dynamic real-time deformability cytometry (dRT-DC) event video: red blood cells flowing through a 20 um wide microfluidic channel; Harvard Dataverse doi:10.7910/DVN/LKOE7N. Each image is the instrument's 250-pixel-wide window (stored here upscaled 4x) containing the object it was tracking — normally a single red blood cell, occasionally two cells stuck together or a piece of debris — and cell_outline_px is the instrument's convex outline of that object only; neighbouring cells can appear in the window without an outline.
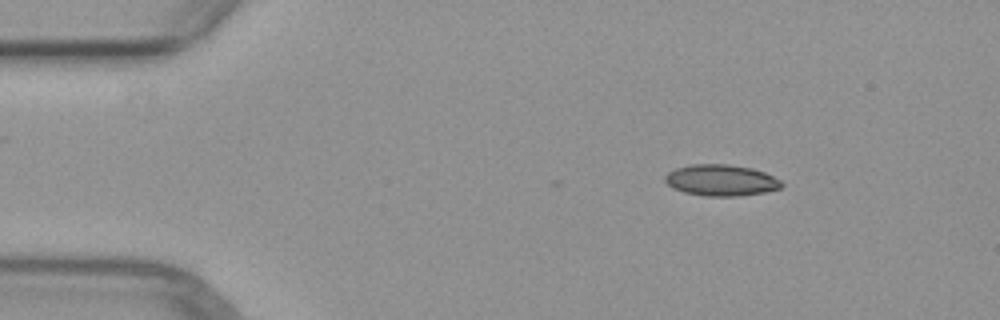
{"species": "common noctule bat (a hibernating species)", "species_latin": "Nyctalus noctula", "temperature_condition": "warm", "stored_images_in_passage": 3, "camera_frame_rate_fps": 3000, "um_per_image_px": 0.085, "animal": {"sex": "female", "body_mass_g": 29.2, "forearm_length_mm": 56.3}, "frame": {"image": 1, "passage_image": 1, "time_ms": 0.0, "image_size_px": [1000, 320], "cell_outline_px": [[784, 184], [780, 188], [764, 192], [740, 196], [704, 196], [684, 192], [672, 188], [664, 180], [664, 176], [668, 172], [676, 168], [688, 164], [728, 164], [752, 168], [764, 172], [780, 180]], "centroid_in_image_um": [61.26, 15.32], "position_along_channel_um": 23.7, "area_um2": 21.33}}